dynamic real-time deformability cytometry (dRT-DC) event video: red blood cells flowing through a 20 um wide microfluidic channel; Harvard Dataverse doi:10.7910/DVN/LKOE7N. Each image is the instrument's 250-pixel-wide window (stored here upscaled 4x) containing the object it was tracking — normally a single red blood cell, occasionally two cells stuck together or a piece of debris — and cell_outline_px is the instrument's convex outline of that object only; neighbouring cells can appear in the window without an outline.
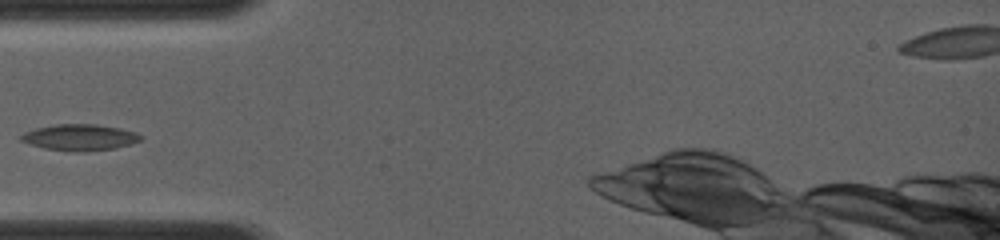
{"species": "common noctule bat (a hibernating species)", "species_latin": "Nyctalus noctula", "temperature_condition": "room temperature", "stored_images_in_passage": 12, "camera_frame_rate_fps": 4000, "um_per_image_px": 0.085, "animal": {"sex": "female", "body_mass_g": 19.0, "forearm_length_mm": 56.7}, "frame": {"image": 1, "passage_image": 3, "time_ms": 2.0, "image_size_px": [1000, 240], "cell_outline_px": [[144, 136], [140, 140], [132, 144], [116, 148], [88, 152], [72, 152], [44, 148], [20, 140], [20, 136], [24, 132], [36, 128], [56, 124], [96, 124], [120, 128], [136, 132]], "centroid_in_image_um": [6.82, 11.68], "position_along_channel_um": 78.2, "area_um2": 18.5}}
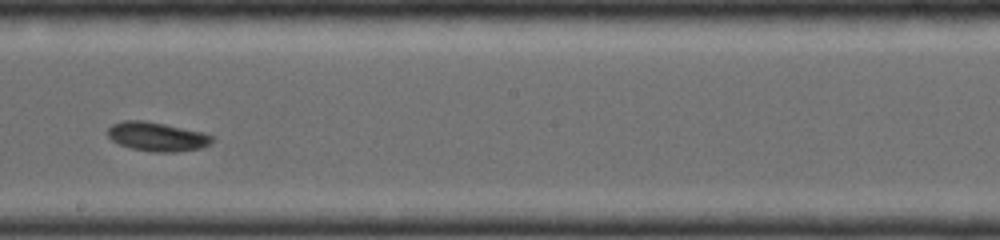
{"frame": {"image": 2, "passage_image": 7, "time_ms": 5.5, "image_size_px": [1000, 240], "cell_outline_px": [[216, 136], [212, 144], [200, 148], [176, 152], [156, 152], [132, 148], [120, 144], [112, 140], [108, 136], [108, 128], [112, 124], [124, 120], [144, 120], [204, 132]], "centroid_in_image_um": [13.41, 11.61], "position_along_channel_um": 234.8, "area_um2": 17.74}}
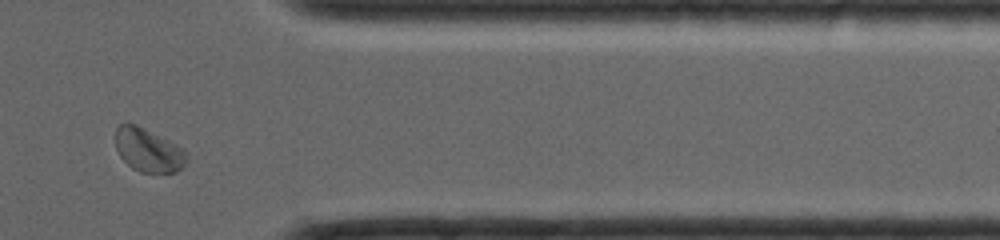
{"frame": {"image": 3, "passage_image": 11, "time_ms": 9.25, "image_size_px": [1000, 240], "cell_outline_px": [[188, 160], [176, 172], [140, 172], [132, 168], [120, 156], [116, 148], [116, 128], [120, 124], [136, 124], [184, 148], [188, 152]], "centroid_in_image_um": [12.63, 12.77], "position_along_channel_um": 398.8, "area_um2": 17.92}}